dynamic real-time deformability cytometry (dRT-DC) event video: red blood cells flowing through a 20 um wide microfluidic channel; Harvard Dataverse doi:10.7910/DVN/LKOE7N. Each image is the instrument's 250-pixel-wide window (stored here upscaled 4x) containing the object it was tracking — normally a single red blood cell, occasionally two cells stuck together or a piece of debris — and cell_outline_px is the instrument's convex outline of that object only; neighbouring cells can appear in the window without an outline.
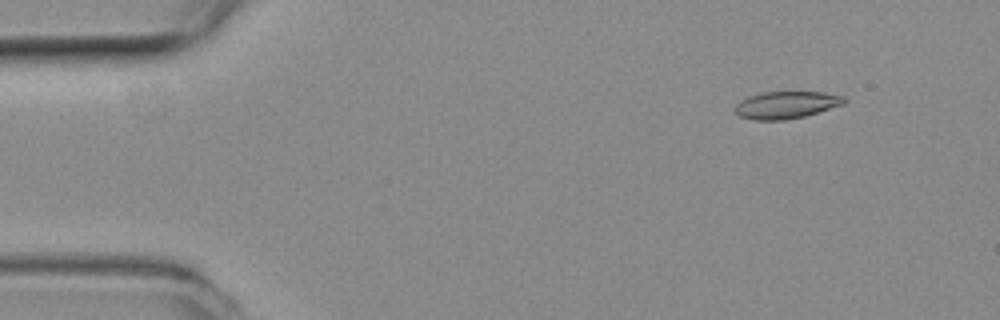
{"species": "common noctule bat (a hibernating species)", "species_latin": "Nyctalus noctula", "temperature_condition": "room temperature", "stored_images_in_passage": 56, "camera_frame_rate_fps": 3000, "um_per_image_px": 0.085, "animal": {"sex": "female", "body_mass_g": 19.3, "forearm_length_mm": 54.1}, "frame": {"image": 1, "passage_image": 6, "time_ms": 1.667, "image_size_px": [1000, 320], "cell_outline_px": [[848, 100], [844, 104], [804, 116], [784, 120], [752, 120], [740, 116], [732, 108], [740, 100], [748, 96], [760, 92], [824, 92], [844, 96]], "centroid_in_image_um": [66.81, 8.91], "position_along_channel_um": 18.2, "area_um2": 17.46}}
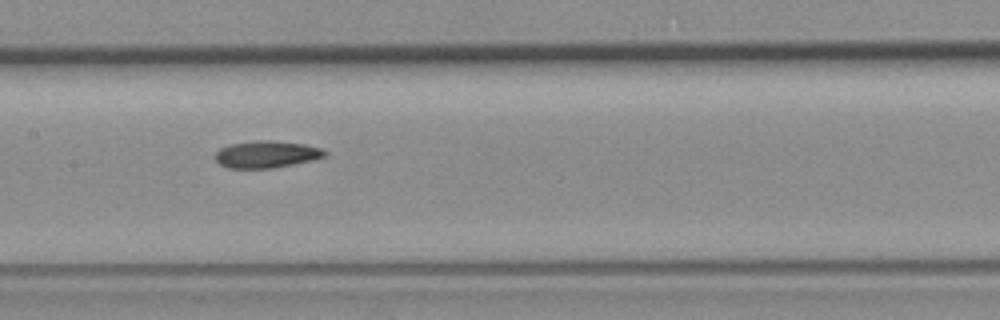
{"frame": {"image": 2, "passage_image": 27, "time_ms": 8.667, "image_size_px": [1000, 320], "cell_outline_px": [[328, 156], [312, 160], [272, 168], [228, 168], [220, 164], [216, 160], [216, 152], [220, 148], [228, 144], [256, 140], [272, 140], [304, 144], [320, 148], [328, 152]], "centroid_in_image_um": [22.66, 13.11], "position_along_channel_um": 184.7, "area_um2": 17.28}}
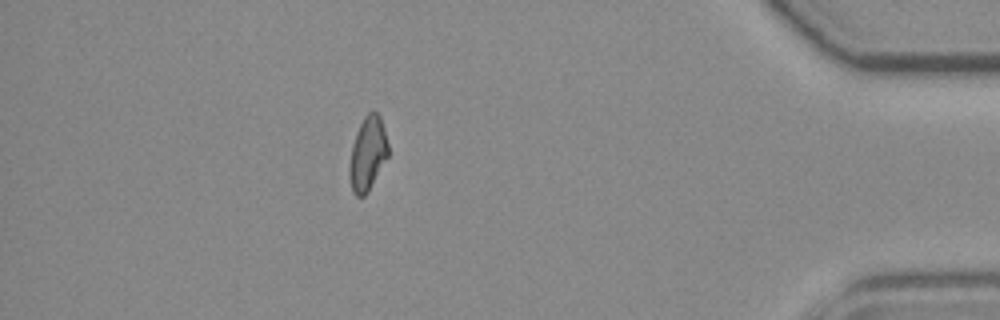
{"frame": {"image": 3, "passage_image": 49, "time_ms": 16.0, "image_size_px": [1000, 320], "cell_outline_px": [[388, 156], [368, 192], [364, 196], [356, 196], [352, 192], [348, 176], [348, 168], [352, 144], [356, 132], [364, 116], [368, 112], [376, 112], [380, 116], [384, 128], [388, 144]], "centroid_in_image_um": [31.23, 13.08], "position_along_channel_um": 404.0, "area_um2": 16.82}, "authors_computed_cell_mechanics": {"area_um2": 17.3111, "velocity_mm_per_s": 3.6933, "shape_relaxation_time_tau1_ms": null, "shape_relaxation_time_tau2_ms": 8.58, "deformation_change_tau1": null, "deformation_change_tau2": 0.1705}}